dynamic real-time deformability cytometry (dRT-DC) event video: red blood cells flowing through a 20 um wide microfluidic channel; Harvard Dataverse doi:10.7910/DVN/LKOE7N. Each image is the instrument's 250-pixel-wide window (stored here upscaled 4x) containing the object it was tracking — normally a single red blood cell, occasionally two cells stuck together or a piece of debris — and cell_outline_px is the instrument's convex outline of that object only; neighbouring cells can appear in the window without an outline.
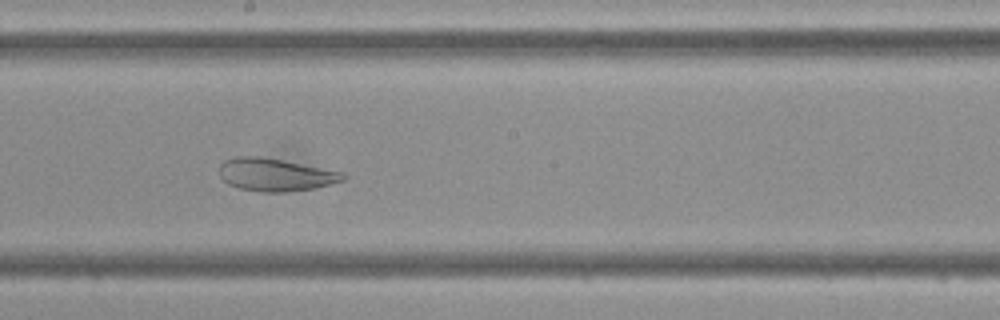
{"species": "Egyptian fruit bat (a non-hibernating species)", "species_latin": "Rousettus aegyptiacus", "temperature_condition": "cold", "stored_images_in_passage": 45, "camera_frame_rate_fps": 3000, "um_per_image_px": 0.085, "frame": {"image": 1, "passage_image": 23, "time_ms": 7.333, "image_size_px": [1000, 320], "cell_outline_px": [[348, 176], [344, 180], [332, 184], [312, 188], [284, 192], [260, 192], [240, 188], [228, 184], [220, 176], [220, 164], [224, 160], [236, 156], [260, 156], [344, 172]], "centroid_in_image_um": [23.41, 14.85], "position_along_channel_um": 224.8, "area_um2": 23.52}}
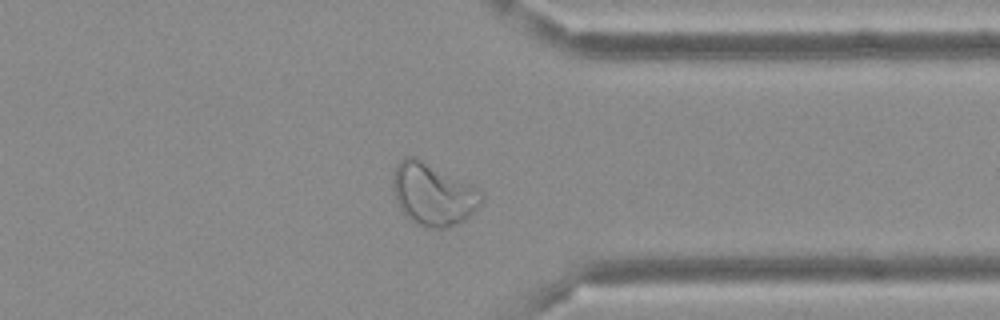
{"frame": {"image": 2, "passage_image": 34, "time_ms": 11.0, "image_size_px": [1000, 320], "cell_outline_px": [[484, 200], [464, 220], [456, 224], [444, 228], [428, 228], [412, 220], [400, 208], [396, 200], [392, 184], [392, 176], [396, 164], [400, 160], [408, 156], [416, 156], [484, 192]], "centroid_in_image_um": [36.79, 16.49], "position_along_channel_um": 374.6, "area_um2": 31.79}}
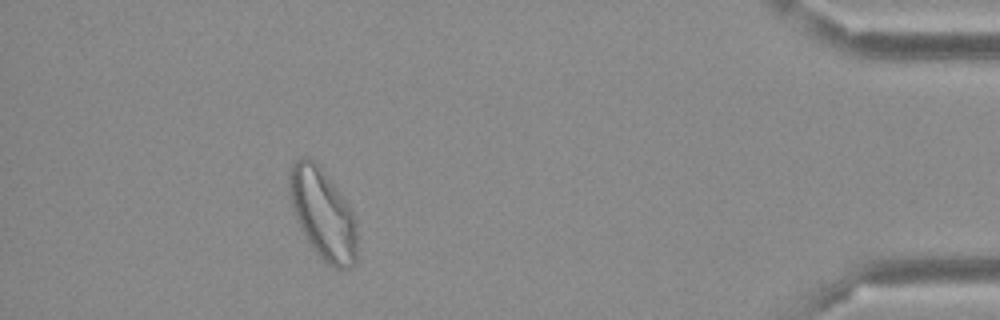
{"frame": {"image": 3, "passage_image": 40, "time_ms": 13.0, "image_size_px": [1000, 320], "cell_outline_px": [[356, 260], [352, 268], [336, 268], [328, 264], [320, 256], [308, 240], [300, 228], [292, 204], [288, 188], [288, 176], [292, 164], [300, 156], [308, 156], [324, 172], [340, 192], [348, 204], [356, 220]], "centroid_in_image_um": [27.44, 18.16], "position_along_channel_um": 407.8, "area_um2": 35.32}}